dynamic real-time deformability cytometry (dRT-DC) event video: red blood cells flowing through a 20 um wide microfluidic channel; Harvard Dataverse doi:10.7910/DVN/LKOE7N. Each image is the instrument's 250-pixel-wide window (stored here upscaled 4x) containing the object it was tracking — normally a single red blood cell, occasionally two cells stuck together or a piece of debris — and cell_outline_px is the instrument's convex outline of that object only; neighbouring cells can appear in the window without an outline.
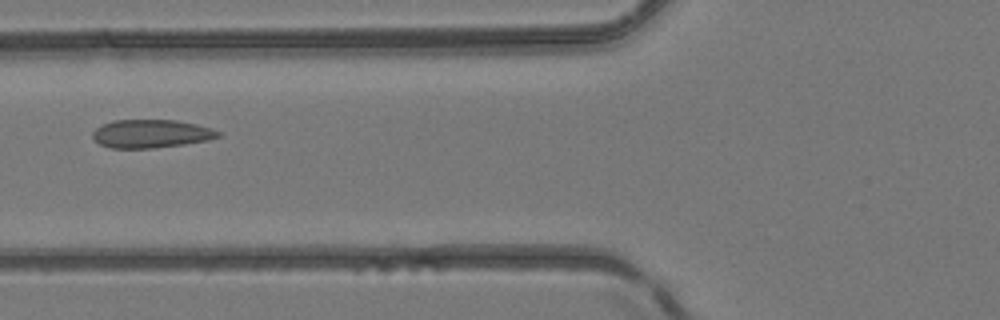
{"species": "common noctule bat (a hibernating species)", "species_latin": "Nyctalus noctula", "temperature_condition": "room temperature", "stored_images_in_passage": 4, "camera_frame_rate_fps": 3000, "um_per_image_px": 0.085, "animal": {"sex": "female", "body_mass_g": 24.6, "forearm_length_mm": 56.2}, "frame": {"image": 1, "passage_image": 3, "time_ms": 2.333, "image_size_px": [1000, 320], "cell_outline_px": [[220, 136], [208, 140], [184, 144], [152, 148], [112, 148], [100, 144], [92, 136], [92, 132], [96, 128], [112, 120], [176, 120], [196, 124], [212, 128], [220, 132]], "centroid_in_image_um": [12.85, 11.36], "position_along_channel_um": 113.0, "area_um2": 20.58}}
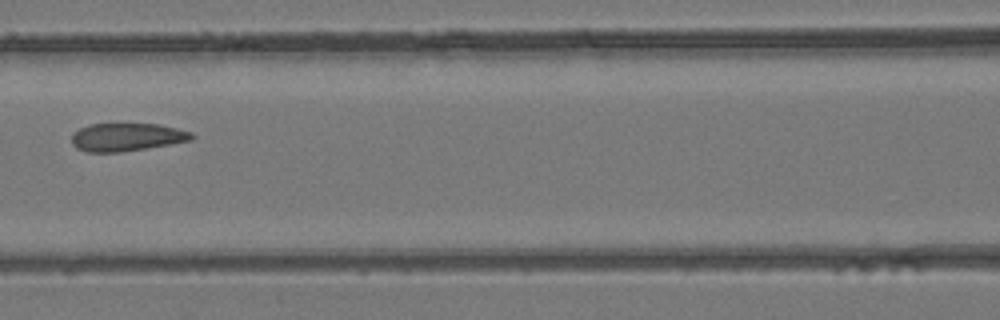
{"frame": {"image": 2, "passage_image": 4, "time_ms": 3.333, "image_size_px": [1000, 320], "cell_outline_px": [[196, 136], [192, 140], [120, 152], [88, 152], [76, 148], [72, 144], [72, 136], [80, 128], [88, 124], [112, 120], [160, 124], [192, 132]], "centroid_in_image_um": [10.75, 11.58], "position_along_channel_um": 155.8, "area_um2": 20.46}}